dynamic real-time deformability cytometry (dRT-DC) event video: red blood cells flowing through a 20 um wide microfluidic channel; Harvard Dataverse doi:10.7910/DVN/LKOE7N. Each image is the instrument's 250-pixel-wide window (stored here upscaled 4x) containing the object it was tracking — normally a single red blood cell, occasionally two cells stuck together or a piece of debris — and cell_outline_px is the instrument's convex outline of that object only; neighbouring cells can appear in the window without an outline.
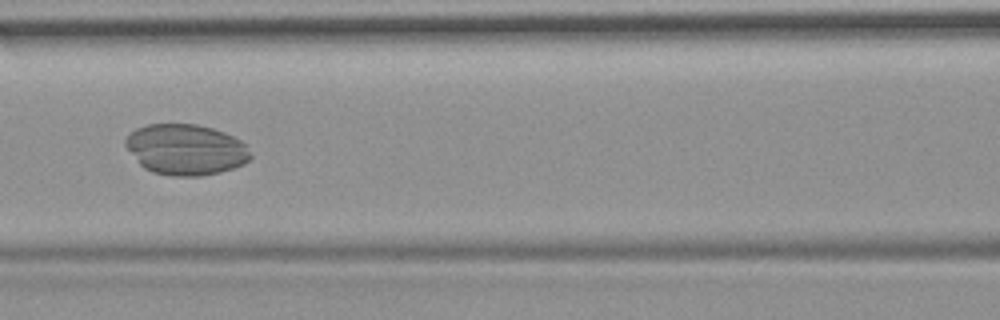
{"species": "common noctule bat (a hibernating species)", "species_latin": "Nyctalus noctula", "temperature_condition": "room temperature", "stored_images_in_passage": 54, "camera_frame_rate_fps": 3000, "um_per_image_px": 0.085, "animal": {"sex": "female", "body_mass_g": 19.9}, "frame": {"image": 1, "passage_image": 24, "time_ms": 7.667, "image_size_px": [1000, 320], "cell_outline_px": [[252, 156], [244, 164], [220, 172], [200, 176], [172, 176], [152, 172], [144, 168], [140, 164], [124, 144], [124, 140], [136, 128], [148, 124], [196, 124], [212, 128], [224, 132], [240, 140], [252, 152]], "centroid_in_image_um": [15.8, 12.71], "position_along_channel_um": 150.8, "area_um2": 36.93}}